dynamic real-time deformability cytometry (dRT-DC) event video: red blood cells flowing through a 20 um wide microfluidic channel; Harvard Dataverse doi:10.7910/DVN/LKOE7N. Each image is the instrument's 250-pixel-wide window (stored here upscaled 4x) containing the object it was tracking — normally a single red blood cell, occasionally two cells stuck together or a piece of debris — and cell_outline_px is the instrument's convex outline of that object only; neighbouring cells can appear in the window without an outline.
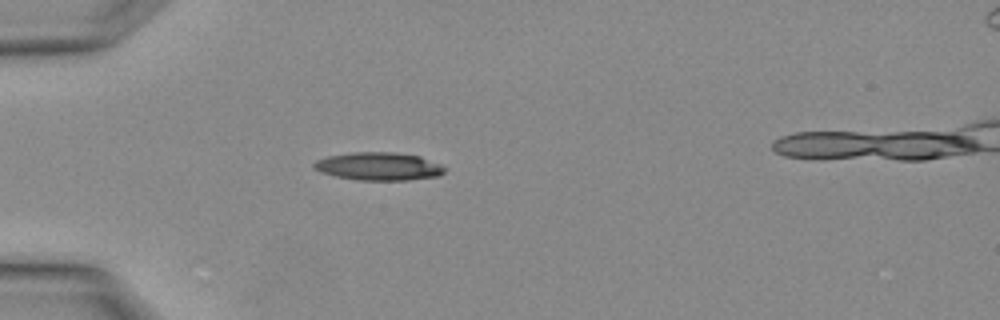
{"species": "Egyptian fruit bat (a non-hibernating species)", "species_latin": "Rousettus aegyptiacus", "temperature_condition": "warm", "stored_images_in_passage": 3, "camera_frame_rate_fps": 3000, "um_per_image_px": 0.085, "animal": {"sex": "female"}, "frame": {"image": 1, "passage_image": 2, "time_ms": 0.333, "image_size_px": [1000, 320], "cell_outline_px": [[448, 168], [440, 176], [408, 180], [360, 180], [336, 176], [320, 172], [312, 168], [312, 164], [316, 160], [328, 156], [352, 152], [396, 152], [420, 156], [440, 164]], "centroid_in_image_um": [32.2, 14.14], "position_along_channel_um": 52.8, "area_um2": 21.5}}